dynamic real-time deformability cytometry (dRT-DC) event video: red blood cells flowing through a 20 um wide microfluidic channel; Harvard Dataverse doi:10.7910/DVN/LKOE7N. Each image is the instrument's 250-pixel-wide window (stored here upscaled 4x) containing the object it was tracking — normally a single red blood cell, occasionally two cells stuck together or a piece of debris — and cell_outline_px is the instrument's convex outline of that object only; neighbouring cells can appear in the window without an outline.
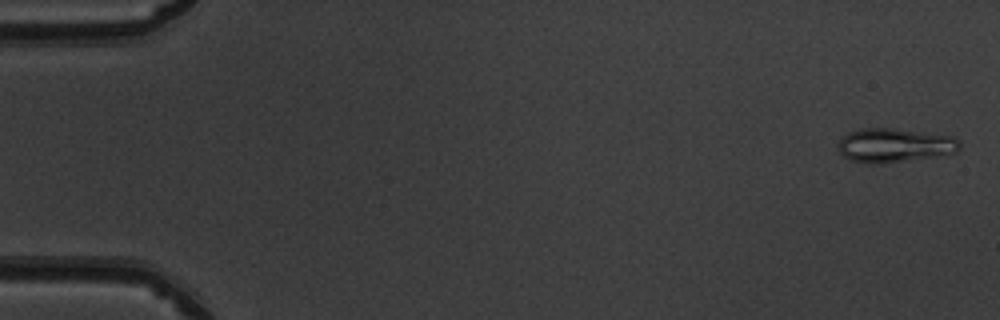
{"species": "common noctule bat (a hibernating species)", "species_latin": "Nyctalus noctula", "temperature_condition": "warm", "stored_images_in_passage": 50, "camera_frame_rate_fps": 3000, "um_per_image_px": 0.085, "animal": {"sex": "male", "body_mass_g": 19.5, "forearm_length_mm": 54.6}, "frame": {"image": 1, "passage_image": 1, "time_ms": 0.0, "image_size_px": [1000, 320], "cell_outline_px": [[960, 148], [956, 152], [936, 156], [876, 164], [868, 164], [852, 160], [844, 156], [840, 152], [836, 144], [840, 136], [848, 132], [860, 128], [892, 128], [956, 136], [960, 140]], "centroid_in_image_um": [76.01, 12.33], "position_along_channel_um": 9.0, "area_um2": 24.33}}
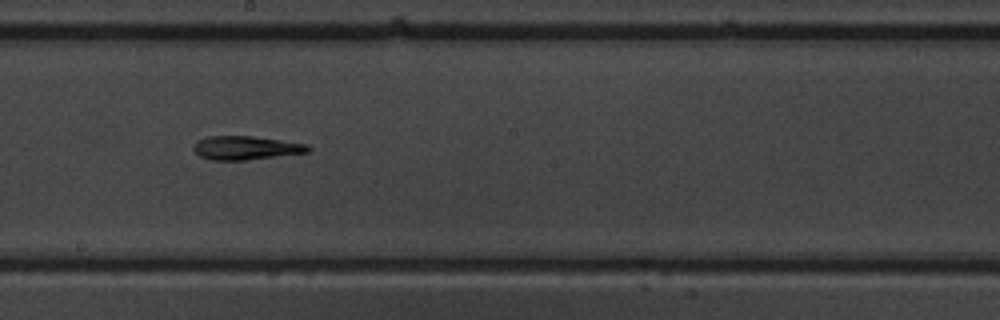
{"frame": {"image": 2, "passage_image": 28, "time_ms": 9.0, "image_size_px": [1000, 320], "cell_outline_px": [[312, 148], [308, 152], [244, 160], [212, 160], [200, 156], [192, 148], [192, 144], [196, 140], [208, 136], [252, 136], [308, 144]], "centroid_in_image_um": [20.86, 12.56], "position_along_channel_um": 227.3, "area_um2": 15.78}}
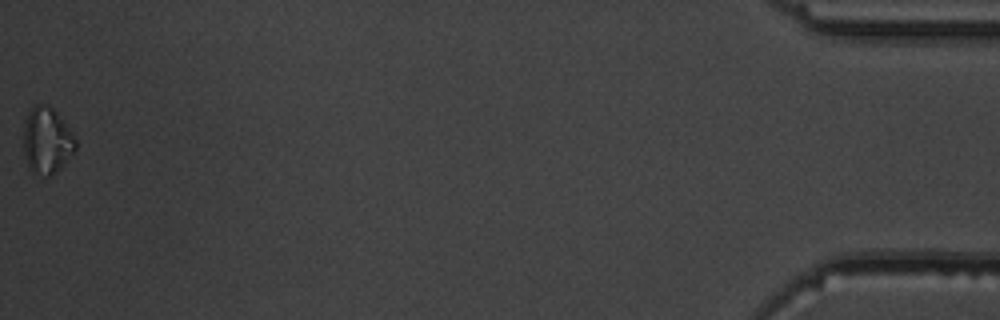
{"frame": {"image": 3, "passage_image": 50, "time_ms": 16.333, "image_size_px": [1000, 320], "cell_outline_px": [[76, 148], [48, 176], [44, 176], [32, 172], [28, 168], [24, 152], [24, 124], [28, 112], [36, 104], [44, 104], [52, 108], [76, 136]], "centroid_in_image_um": [3.95, 11.91], "position_along_channel_um": 431.3, "area_um2": 19.54}, "authors_computed_cell_mechanics": {"area_um2": 16.2707, "velocity_mm_per_s": 4.0566, "shape_relaxation_time_tau1_ms": null, "shape_relaxation_time_tau2_ms": 5.2434, "deformation_change_tau1": null, "deformation_change_tau2": 0.1516}}